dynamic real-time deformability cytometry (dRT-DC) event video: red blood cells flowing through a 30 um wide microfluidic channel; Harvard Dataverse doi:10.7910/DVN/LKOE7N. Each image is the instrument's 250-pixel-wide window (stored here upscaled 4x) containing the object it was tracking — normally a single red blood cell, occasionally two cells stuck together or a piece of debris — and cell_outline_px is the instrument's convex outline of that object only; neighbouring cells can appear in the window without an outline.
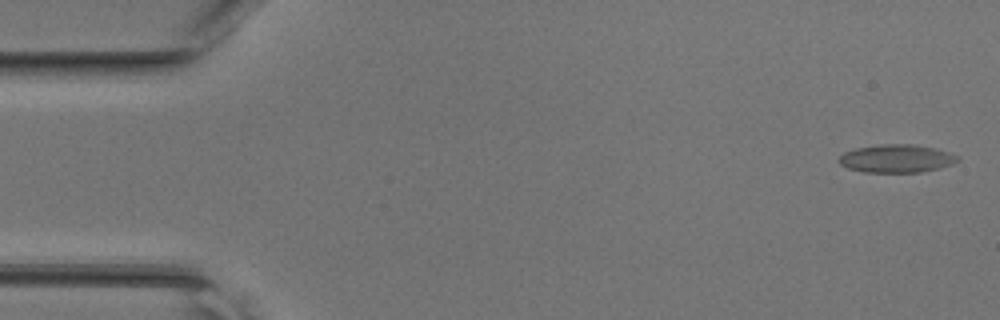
{"species": "common noctule bat (a hibernating species)", "species_latin": "Nyctalus noctula", "temperature_condition": "room temperature", "stored_images_in_passage": 46, "camera_frame_rate_fps": 3000, "um_per_image_px": 0.085, "animal": {"sex": "female", "body_mass_g": 17.0, "forearm_length_mm": 48.0}, "frame": {"image": 1, "passage_image": 1, "time_ms": 0.0, "image_size_px": [1000, 320], "cell_outline_px": [[960, 160], [952, 164], [940, 168], [920, 172], [864, 172], [848, 168], [840, 164], [836, 160], [844, 152], [856, 148], [880, 144], [912, 144], [936, 148], [960, 156]], "centroid_in_image_um": [76.21, 13.47], "position_along_channel_um": 8.8, "area_um2": 19.54}}
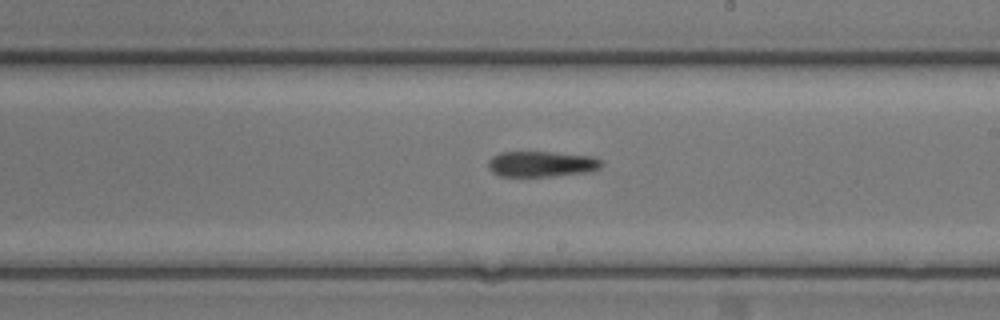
{"frame": {"image": 2, "passage_image": 26, "time_ms": 8.333, "image_size_px": [1000, 320], "cell_outline_px": [[604, 164], [600, 168], [584, 172], [552, 176], [500, 176], [492, 172], [488, 168], [488, 160], [492, 156], [500, 152], [552, 152], [592, 156], [600, 160]], "centroid_in_image_um": [45.99, 13.93], "position_along_channel_um": 243.0, "area_um2": 16.88}}
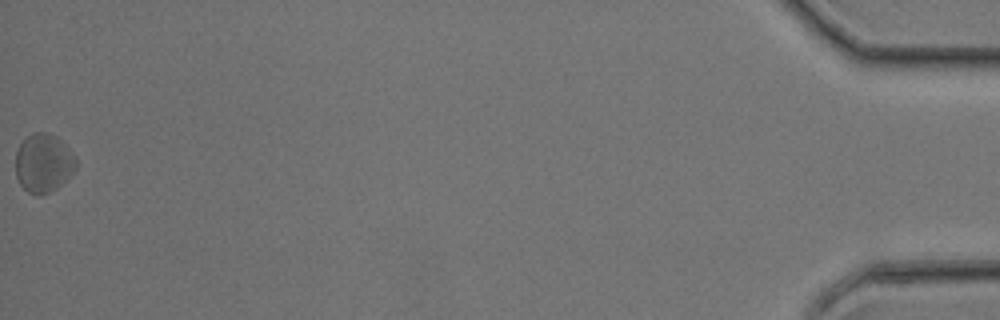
{"frame": {"image": 3, "passage_image": 46, "time_ms": 15.0, "image_size_px": [1000, 320], "cell_outline_px": [[76, 168], [56, 188], [48, 192], [36, 196], [28, 192], [20, 184], [16, 176], [16, 152], [20, 144], [32, 132], [48, 132], [56, 136], [76, 156]], "centroid_in_image_um": [3.68, 13.85], "position_along_channel_um": 431.5, "area_um2": 20.46}}